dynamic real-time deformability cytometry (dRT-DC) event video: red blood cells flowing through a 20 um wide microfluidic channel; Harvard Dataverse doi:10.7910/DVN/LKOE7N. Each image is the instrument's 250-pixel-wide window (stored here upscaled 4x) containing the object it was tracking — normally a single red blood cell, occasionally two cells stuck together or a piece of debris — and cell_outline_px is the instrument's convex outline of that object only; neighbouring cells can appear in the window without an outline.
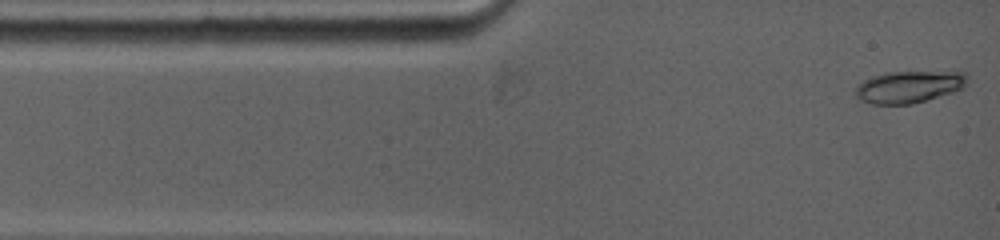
{"species": "common noctule bat (a hibernating species)", "species_latin": "Nyctalus noctula", "temperature_condition": "warm", "stored_images_in_passage": 5, "camera_frame_rate_fps": 5000, "um_per_image_px": 0.085, "animal": {"sex": "female", "body_mass_g": 19.0, "forearm_length_mm": 53.3}, "frame": {"image": 1, "passage_image": 1, "time_ms": 0.0, "image_size_px": [1000, 240], "cell_outline_px": [[968, 76], [964, 88], [952, 92], [912, 104], [872, 104], [860, 100], [856, 96], [856, 88], [864, 80], [872, 76], [884, 72], [960, 68]], "centroid_in_image_um": [77.38, 7.31], "position_along_channel_um": 7.6, "area_um2": 21.85}}
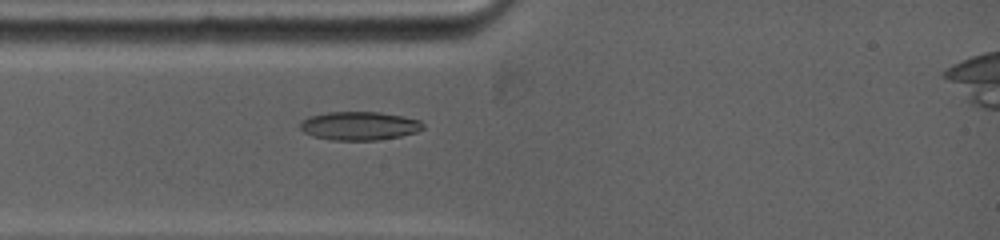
{"frame": {"image": 2, "passage_image": 5, "time_ms": 2.4, "image_size_px": [1000, 240], "cell_outline_px": [[424, 128], [416, 132], [400, 136], [376, 140], [332, 140], [312, 136], [304, 132], [300, 128], [300, 120], [308, 116], [328, 112], [380, 112], [420, 120], [424, 124]], "centroid_in_image_um": [30.51, 10.69], "position_along_channel_um": 54.5, "area_um2": 20.46}}